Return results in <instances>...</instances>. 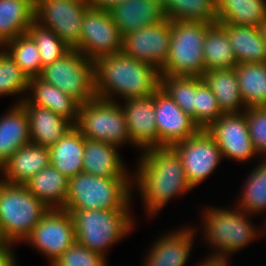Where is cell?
Wrapping results in <instances>:
<instances>
[{
	"instance_id": "6da1fadb",
	"label": "cell",
	"mask_w": 266,
	"mask_h": 266,
	"mask_svg": "<svg viewBox=\"0 0 266 266\" xmlns=\"http://www.w3.org/2000/svg\"><path fill=\"white\" fill-rule=\"evenodd\" d=\"M138 163L133 178L149 215L158 213L172 197L183 195L193 188L178 153L171 146L143 151Z\"/></svg>"
},
{
	"instance_id": "7a4b0ae2",
	"label": "cell",
	"mask_w": 266,
	"mask_h": 266,
	"mask_svg": "<svg viewBox=\"0 0 266 266\" xmlns=\"http://www.w3.org/2000/svg\"><path fill=\"white\" fill-rule=\"evenodd\" d=\"M95 95L114 101L152 95L160 87V72L151 64L122 52L102 56L94 61Z\"/></svg>"
},
{
	"instance_id": "3957f363",
	"label": "cell",
	"mask_w": 266,
	"mask_h": 266,
	"mask_svg": "<svg viewBox=\"0 0 266 266\" xmlns=\"http://www.w3.org/2000/svg\"><path fill=\"white\" fill-rule=\"evenodd\" d=\"M130 178H104L82 172L69 178L65 211L129 210ZM132 183V184H131Z\"/></svg>"
},
{
	"instance_id": "277c9868",
	"label": "cell",
	"mask_w": 266,
	"mask_h": 266,
	"mask_svg": "<svg viewBox=\"0 0 266 266\" xmlns=\"http://www.w3.org/2000/svg\"><path fill=\"white\" fill-rule=\"evenodd\" d=\"M49 209L26 185L0 179V230L7 242L24 241Z\"/></svg>"
},
{
	"instance_id": "5b68a950",
	"label": "cell",
	"mask_w": 266,
	"mask_h": 266,
	"mask_svg": "<svg viewBox=\"0 0 266 266\" xmlns=\"http://www.w3.org/2000/svg\"><path fill=\"white\" fill-rule=\"evenodd\" d=\"M74 222L76 242L103 257L107 248L131 232L134 221L129 210L67 211Z\"/></svg>"
},
{
	"instance_id": "8992f818",
	"label": "cell",
	"mask_w": 266,
	"mask_h": 266,
	"mask_svg": "<svg viewBox=\"0 0 266 266\" xmlns=\"http://www.w3.org/2000/svg\"><path fill=\"white\" fill-rule=\"evenodd\" d=\"M211 23L171 20L169 55L160 75L203 77V44Z\"/></svg>"
},
{
	"instance_id": "52a82bcc",
	"label": "cell",
	"mask_w": 266,
	"mask_h": 266,
	"mask_svg": "<svg viewBox=\"0 0 266 266\" xmlns=\"http://www.w3.org/2000/svg\"><path fill=\"white\" fill-rule=\"evenodd\" d=\"M249 215L238 207L234 210L218 207L206 209L202 216L203 234L206 236V242L216 248L215 254L213 253L210 257L227 259V255L248 245L256 235L260 236L261 230H255L252 222L248 220Z\"/></svg>"
},
{
	"instance_id": "ba28073f",
	"label": "cell",
	"mask_w": 266,
	"mask_h": 266,
	"mask_svg": "<svg viewBox=\"0 0 266 266\" xmlns=\"http://www.w3.org/2000/svg\"><path fill=\"white\" fill-rule=\"evenodd\" d=\"M39 78L59 88L79 105L96 97L94 62L76 49L45 65Z\"/></svg>"
},
{
	"instance_id": "9c48e42d",
	"label": "cell",
	"mask_w": 266,
	"mask_h": 266,
	"mask_svg": "<svg viewBox=\"0 0 266 266\" xmlns=\"http://www.w3.org/2000/svg\"><path fill=\"white\" fill-rule=\"evenodd\" d=\"M75 126L87 139L107 142L117 147L131 143L123 110L116 99L111 101L95 97L79 105Z\"/></svg>"
},
{
	"instance_id": "30bf717a",
	"label": "cell",
	"mask_w": 266,
	"mask_h": 266,
	"mask_svg": "<svg viewBox=\"0 0 266 266\" xmlns=\"http://www.w3.org/2000/svg\"><path fill=\"white\" fill-rule=\"evenodd\" d=\"M89 0H35V21L54 32L71 49L81 40Z\"/></svg>"
},
{
	"instance_id": "8fae6325",
	"label": "cell",
	"mask_w": 266,
	"mask_h": 266,
	"mask_svg": "<svg viewBox=\"0 0 266 266\" xmlns=\"http://www.w3.org/2000/svg\"><path fill=\"white\" fill-rule=\"evenodd\" d=\"M93 62L122 51V36L108 9L91 7L85 14L81 40L75 48Z\"/></svg>"
},
{
	"instance_id": "7c38bea8",
	"label": "cell",
	"mask_w": 266,
	"mask_h": 266,
	"mask_svg": "<svg viewBox=\"0 0 266 266\" xmlns=\"http://www.w3.org/2000/svg\"><path fill=\"white\" fill-rule=\"evenodd\" d=\"M24 242L32 244L52 264L76 242L71 214L63 209H49Z\"/></svg>"
},
{
	"instance_id": "4fadbf2b",
	"label": "cell",
	"mask_w": 266,
	"mask_h": 266,
	"mask_svg": "<svg viewBox=\"0 0 266 266\" xmlns=\"http://www.w3.org/2000/svg\"><path fill=\"white\" fill-rule=\"evenodd\" d=\"M171 147L178 153L193 188L206 179L223 159L219 146L206 129Z\"/></svg>"
},
{
	"instance_id": "5bb4252c",
	"label": "cell",
	"mask_w": 266,
	"mask_h": 266,
	"mask_svg": "<svg viewBox=\"0 0 266 266\" xmlns=\"http://www.w3.org/2000/svg\"><path fill=\"white\" fill-rule=\"evenodd\" d=\"M171 20L165 17L154 25L128 33L122 37V53L160 70L169 55Z\"/></svg>"
},
{
	"instance_id": "9a60e30c",
	"label": "cell",
	"mask_w": 266,
	"mask_h": 266,
	"mask_svg": "<svg viewBox=\"0 0 266 266\" xmlns=\"http://www.w3.org/2000/svg\"><path fill=\"white\" fill-rule=\"evenodd\" d=\"M206 130L215 139L223 158L243 162L260 157L250 137L245 111L224 113Z\"/></svg>"
},
{
	"instance_id": "2e32d148",
	"label": "cell",
	"mask_w": 266,
	"mask_h": 266,
	"mask_svg": "<svg viewBox=\"0 0 266 266\" xmlns=\"http://www.w3.org/2000/svg\"><path fill=\"white\" fill-rule=\"evenodd\" d=\"M154 101L158 147L173 146L201 130L192 117L179 108L161 87L154 92Z\"/></svg>"
},
{
	"instance_id": "e0dca14e",
	"label": "cell",
	"mask_w": 266,
	"mask_h": 266,
	"mask_svg": "<svg viewBox=\"0 0 266 266\" xmlns=\"http://www.w3.org/2000/svg\"><path fill=\"white\" fill-rule=\"evenodd\" d=\"M120 106L133 146L142 151L158 147L154 93L142 98L127 99L125 104Z\"/></svg>"
},
{
	"instance_id": "ac0fdd59",
	"label": "cell",
	"mask_w": 266,
	"mask_h": 266,
	"mask_svg": "<svg viewBox=\"0 0 266 266\" xmlns=\"http://www.w3.org/2000/svg\"><path fill=\"white\" fill-rule=\"evenodd\" d=\"M108 11L122 37L165 18L160 0H124Z\"/></svg>"
},
{
	"instance_id": "d6986e66",
	"label": "cell",
	"mask_w": 266,
	"mask_h": 266,
	"mask_svg": "<svg viewBox=\"0 0 266 266\" xmlns=\"http://www.w3.org/2000/svg\"><path fill=\"white\" fill-rule=\"evenodd\" d=\"M50 165L49 148L29 143L18 148L2 166V181L25 185L32 177Z\"/></svg>"
},
{
	"instance_id": "ffe728a7",
	"label": "cell",
	"mask_w": 266,
	"mask_h": 266,
	"mask_svg": "<svg viewBox=\"0 0 266 266\" xmlns=\"http://www.w3.org/2000/svg\"><path fill=\"white\" fill-rule=\"evenodd\" d=\"M176 231L160 237L153 244L145 257V266H184L187 263L196 233L186 227Z\"/></svg>"
},
{
	"instance_id": "44dd1931",
	"label": "cell",
	"mask_w": 266,
	"mask_h": 266,
	"mask_svg": "<svg viewBox=\"0 0 266 266\" xmlns=\"http://www.w3.org/2000/svg\"><path fill=\"white\" fill-rule=\"evenodd\" d=\"M118 147L85 138L83 172L104 178H130Z\"/></svg>"
},
{
	"instance_id": "7402d4cb",
	"label": "cell",
	"mask_w": 266,
	"mask_h": 266,
	"mask_svg": "<svg viewBox=\"0 0 266 266\" xmlns=\"http://www.w3.org/2000/svg\"><path fill=\"white\" fill-rule=\"evenodd\" d=\"M28 90L32 92L31 97L27 93V98L18 100L17 104L45 107L76 125L79 104L66 93L54 85L44 82L39 77L29 79Z\"/></svg>"
},
{
	"instance_id": "603a6c76",
	"label": "cell",
	"mask_w": 266,
	"mask_h": 266,
	"mask_svg": "<svg viewBox=\"0 0 266 266\" xmlns=\"http://www.w3.org/2000/svg\"><path fill=\"white\" fill-rule=\"evenodd\" d=\"M22 106L29 118L30 142L33 144L49 148L75 126L45 107Z\"/></svg>"
},
{
	"instance_id": "cb8c5ba5",
	"label": "cell",
	"mask_w": 266,
	"mask_h": 266,
	"mask_svg": "<svg viewBox=\"0 0 266 266\" xmlns=\"http://www.w3.org/2000/svg\"><path fill=\"white\" fill-rule=\"evenodd\" d=\"M30 143L29 118L21 104L0 117V169L20 147Z\"/></svg>"
},
{
	"instance_id": "d4e9b609",
	"label": "cell",
	"mask_w": 266,
	"mask_h": 266,
	"mask_svg": "<svg viewBox=\"0 0 266 266\" xmlns=\"http://www.w3.org/2000/svg\"><path fill=\"white\" fill-rule=\"evenodd\" d=\"M85 137L74 126L49 147L50 164L68 179L83 172Z\"/></svg>"
},
{
	"instance_id": "484cf974",
	"label": "cell",
	"mask_w": 266,
	"mask_h": 266,
	"mask_svg": "<svg viewBox=\"0 0 266 266\" xmlns=\"http://www.w3.org/2000/svg\"><path fill=\"white\" fill-rule=\"evenodd\" d=\"M238 63H265L266 44L259 27L221 23Z\"/></svg>"
},
{
	"instance_id": "4316f807",
	"label": "cell",
	"mask_w": 266,
	"mask_h": 266,
	"mask_svg": "<svg viewBox=\"0 0 266 266\" xmlns=\"http://www.w3.org/2000/svg\"><path fill=\"white\" fill-rule=\"evenodd\" d=\"M202 78L210 87L223 113H240L247 109L235 68L205 71Z\"/></svg>"
},
{
	"instance_id": "83f0119b",
	"label": "cell",
	"mask_w": 266,
	"mask_h": 266,
	"mask_svg": "<svg viewBox=\"0 0 266 266\" xmlns=\"http://www.w3.org/2000/svg\"><path fill=\"white\" fill-rule=\"evenodd\" d=\"M35 20V0H0V47L26 34Z\"/></svg>"
},
{
	"instance_id": "f1b7e54d",
	"label": "cell",
	"mask_w": 266,
	"mask_h": 266,
	"mask_svg": "<svg viewBox=\"0 0 266 266\" xmlns=\"http://www.w3.org/2000/svg\"><path fill=\"white\" fill-rule=\"evenodd\" d=\"M69 179L51 164L32 177L25 185L50 209H62L68 194Z\"/></svg>"
},
{
	"instance_id": "f546056e",
	"label": "cell",
	"mask_w": 266,
	"mask_h": 266,
	"mask_svg": "<svg viewBox=\"0 0 266 266\" xmlns=\"http://www.w3.org/2000/svg\"><path fill=\"white\" fill-rule=\"evenodd\" d=\"M218 23L259 27L266 21V0H216Z\"/></svg>"
},
{
	"instance_id": "4dcf8cb0",
	"label": "cell",
	"mask_w": 266,
	"mask_h": 266,
	"mask_svg": "<svg viewBox=\"0 0 266 266\" xmlns=\"http://www.w3.org/2000/svg\"><path fill=\"white\" fill-rule=\"evenodd\" d=\"M203 57L206 71L235 68L238 64L226 29L221 23H213L206 31Z\"/></svg>"
},
{
	"instance_id": "1f68e13d",
	"label": "cell",
	"mask_w": 266,
	"mask_h": 266,
	"mask_svg": "<svg viewBox=\"0 0 266 266\" xmlns=\"http://www.w3.org/2000/svg\"><path fill=\"white\" fill-rule=\"evenodd\" d=\"M235 71L246 107L266 106V62L238 63Z\"/></svg>"
},
{
	"instance_id": "d6a6232c",
	"label": "cell",
	"mask_w": 266,
	"mask_h": 266,
	"mask_svg": "<svg viewBox=\"0 0 266 266\" xmlns=\"http://www.w3.org/2000/svg\"><path fill=\"white\" fill-rule=\"evenodd\" d=\"M165 17L170 20L218 23L216 0H160Z\"/></svg>"
},
{
	"instance_id": "836d02e7",
	"label": "cell",
	"mask_w": 266,
	"mask_h": 266,
	"mask_svg": "<svg viewBox=\"0 0 266 266\" xmlns=\"http://www.w3.org/2000/svg\"><path fill=\"white\" fill-rule=\"evenodd\" d=\"M3 46L1 48H8L6 52L29 79L40 76L43 66L39 49L27 33L15 37Z\"/></svg>"
},
{
	"instance_id": "e575fe53",
	"label": "cell",
	"mask_w": 266,
	"mask_h": 266,
	"mask_svg": "<svg viewBox=\"0 0 266 266\" xmlns=\"http://www.w3.org/2000/svg\"><path fill=\"white\" fill-rule=\"evenodd\" d=\"M237 207L251 214L266 210V158L247 178Z\"/></svg>"
},
{
	"instance_id": "d590c367",
	"label": "cell",
	"mask_w": 266,
	"mask_h": 266,
	"mask_svg": "<svg viewBox=\"0 0 266 266\" xmlns=\"http://www.w3.org/2000/svg\"><path fill=\"white\" fill-rule=\"evenodd\" d=\"M160 87L185 113H196V76L160 75Z\"/></svg>"
},
{
	"instance_id": "8d00e7d4",
	"label": "cell",
	"mask_w": 266,
	"mask_h": 266,
	"mask_svg": "<svg viewBox=\"0 0 266 266\" xmlns=\"http://www.w3.org/2000/svg\"><path fill=\"white\" fill-rule=\"evenodd\" d=\"M27 34L39 49L41 64H51L61 58L71 48L50 29L41 26L35 20L30 24Z\"/></svg>"
},
{
	"instance_id": "74e56055",
	"label": "cell",
	"mask_w": 266,
	"mask_h": 266,
	"mask_svg": "<svg viewBox=\"0 0 266 266\" xmlns=\"http://www.w3.org/2000/svg\"><path fill=\"white\" fill-rule=\"evenodd\" d=\"M224 113L202 77H196V113L192 116L200 129H207Z\"/></svg>"
},
{
	"instance_id": "f35d334b",
	"label": "cell",
	"mask_w": 266,
	"mask_h": 266,
	"mask_svg": "<svg viewBox=\"0 0 266 266\" xmlns=\"http://www.w3.org/2000/svg\"><path fill=\"white\" fill-rule=\"evenodd\" d=\"M1 49L0 96L22 94L28 90L29 78L6 52L7 49Z\"/></svg>"
},
{
	"instance_id": "ab89813d",
	"label": "cell",
	"mask_w": 266,
	"mask_h": 266,
	"mask_svg": "<svg viewBox=\"0 0 266 266\" xmlns=\"http://www.w3.org/2000/svg\"><path fill=\"white\" fill-rule=\"evenodd\" d=\"M106 259L75 242L51 266H107Z\"/></svg>"
},
{
	"instance_id": "60d3db41",
	"label": "cell",
	"mask_w": 266,
	"mask_h": 266,
	"mask_svg": "<svg viewBox=\"0 0 266 266\" xmlns=\"http://www.w3.org/2000/svg\"><path fill=\"white\" fill-rule=\"evenodd\" d=\"M245 114L254 148L266 158V106L249 107Z\"/></svg>"
},
{
	"instance_id": "b9f144b4",
	"label": "cell",
	"mask_w": 266,
	"mask_h": 266,
	"mask_svg": "<svg viewBox=\"0 0 266 266\" xmlns=\"http://www.w3.org/2000/svg\"><path fill=\"white\" fill-rule=\"evenodd\" d=\"M15 243L7 242L0 247V266H17L12 245ZM12 249V250H11Z\"/></svg>"
},
{
	"instance_id": "7bdbcfd3",
	"label": "cell",
	"mask_w": 266,
	"mask_h": 266,
	"mask_svg": "<svg viewBox=\"0 0 266 266\" xmlns=\"http://www.w3.org/2000/svg\"><path fill=\"white\" fill-rule=\"evenodd\" d=\"M228 258H217V257H210L208 255V258H205L203 262L200 263L199 266H228Z\"/></svg>"
},
{
	"instance_id": "ee69618b",
	"label": "cell",
	"mask_w": 266,
	"mask_h": 266,
	"mask_svg": "<svg viewBox=\"0 0 266 266\" xmlns=\"http://www.w3.org/2000/svg\"><path fill=\"white\" fill-rule=\"evenodd\" d=\"M122 1L124 0H89L91 6L98 9H109L114 4Z\"/></svg>"
},
{
	"instance_id": "f6af8a7d",
	"label": "cell",
	"mask_w": 266,
	"mask_h": 266,
	"mask_svg": "<svg viewBox=\"0 0 266 266\" xmlns=\"http://www.w3.org/2000/svg\"><path fill=\"white\" fill-rule=\"evenodd\" d=\"M259 29H260L263 41L266 44V21L259 26Z\"/></svg>"
},
{
	"instance_id": "bcb514c9",
	"label": "cell",
	"mask_w": 266,
	"mask_h": 266,
	"mask_svg": "<svg viewBox=\"0 0 266 266\" xmlns=\"http://www.w3.org/2000/svg\"><path fill=\"white\" fill-rule=\"evenodd\" d=\"M7 241L3 238L1 230H0V247H3Z\"/></svg>"
},
{
	"instance_id": "7dc6e473",
	"label": "cell",
	"mask_w": 266,
	"mask_h": 266,
	"mask_svg": "<svg viewBox=\"0 0 266 266\" xmlns=\"http://www.w3.org/2000/svg\"><path fill=\"white\" fill-rule=\"evenodd\" d=\"M264 225H266V222H265V224ZM263 229H265L263 232L266 234V226H264V228Z\"/></svg>"
}]
</instances>
